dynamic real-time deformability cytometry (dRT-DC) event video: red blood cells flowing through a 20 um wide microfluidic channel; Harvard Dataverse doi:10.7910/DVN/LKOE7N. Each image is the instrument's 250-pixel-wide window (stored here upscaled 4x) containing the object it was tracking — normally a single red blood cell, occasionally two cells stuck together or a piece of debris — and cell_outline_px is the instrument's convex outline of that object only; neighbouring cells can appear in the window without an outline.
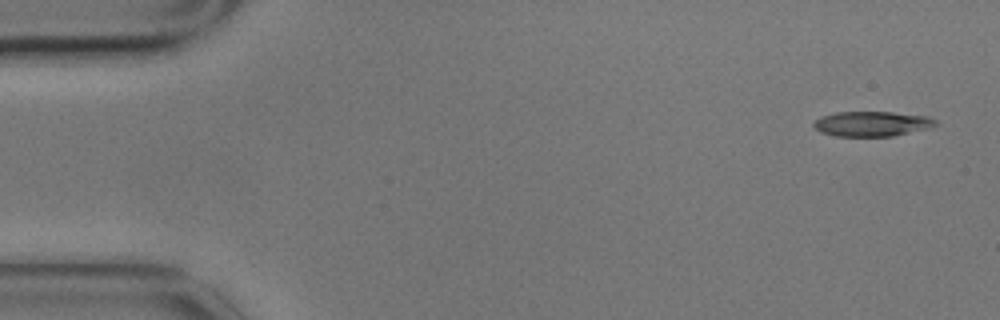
{"species": "common noctule bat (a hibernating species)", "species_latin": "Nyctalus noctula", "temperature_condition": "cold", "stored_images_in_passage": 4, "camera_frame_rate_fps": 3000, "um_per_image_px": 0.085, "animal": {"sex": "male", "body_mass_g": 17.9}, "frame": {"image": 1, "passage_image": 1, "time_ms": 0.0, "image_size_px": [1000, 320], "cell_outline_px": [[940, 124], [928, 128], [892, 136], [836, 136], [820, 132], [812, 124], [820, 116], [836, 112], [892, 112], [928, 116], [936, 120]], "centroid_in_image_um": [74.12, 10.52], "position_along_channel_um": 10.9, "area_um2": 17.74}}
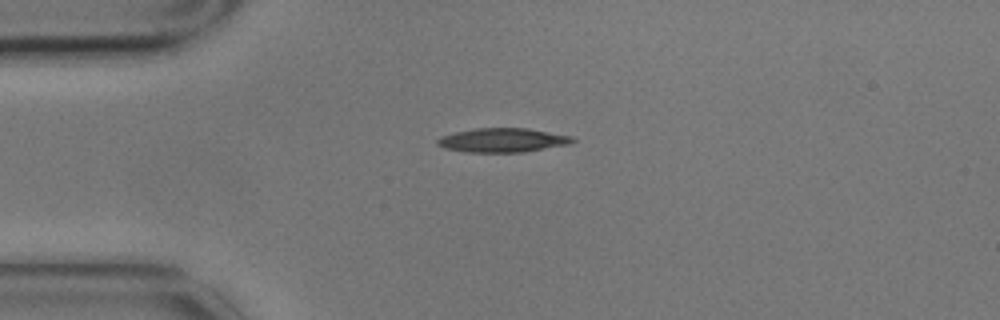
{"frame": {"image": 2, "passage_image": 3, "time_ms": 0.667, "image_size_px": [1000, 320], "cell_outline_px": [[576, 140], [568, 144], [524, 152], [464, 152], [444, 148], [436, 144], [436, 140], [440, 136], [456, 132], [476, 128], [528, 128], [572, 136]], "centroid_in_image_um": [42.69, 11.91], "position_along_channel_um": 42.3, "area_um2": 18.96}}